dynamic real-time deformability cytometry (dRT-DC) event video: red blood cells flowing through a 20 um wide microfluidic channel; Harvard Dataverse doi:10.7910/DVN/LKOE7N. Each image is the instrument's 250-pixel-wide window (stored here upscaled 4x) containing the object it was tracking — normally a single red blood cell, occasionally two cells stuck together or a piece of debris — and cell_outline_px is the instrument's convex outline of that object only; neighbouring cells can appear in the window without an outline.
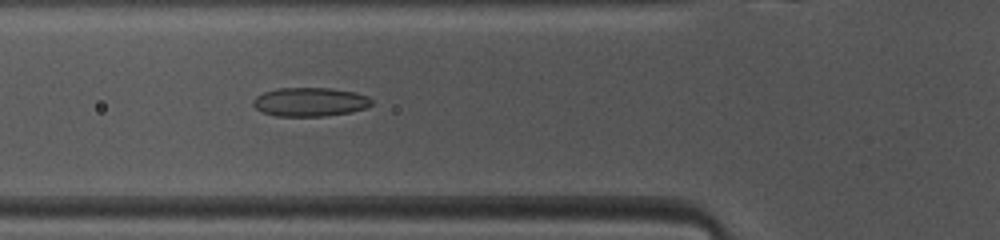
{"species": "common noctule bat (a hibernating species)", "species_latin": "Nyctalus noctula", "temperature_condition": "warm", "stored_images_in_passage": 47, "camera_frame_rate_fps": 3000, "um_per_image_px": 0.085, "animal": {"sex": "female", "body_mass_g": 10.0, "forearm_length_mm": 53.1}, "frame": {"image": 1, "passage_image": 15, "time_ms": 4.667, "image_size_px": [1000, 240], "cell_outline_px": [[372, 104], [364, 108], [352, 112], [324, 116], [276, 116], [260, 112], [252, 104], [252, 100], [256, 96], [264, 92], [276, 88], [332, 88], [356, 92], [368, 96], [372, 100]], "centroid_in_image_um": [26.33, 8.66], "position_along_channel_um": 99.5, "area_um2": 20.11}}
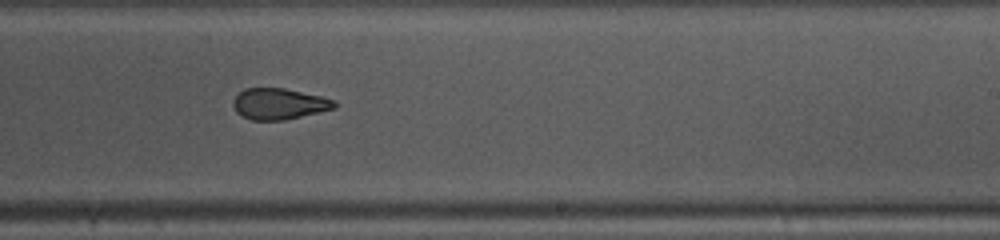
{"frame": {"image": 2, "passage_image": 27, "time_ms": 8.667, "image_size_px": [1000, 240], "cell_outline_px": [[340, 104], [336, 108], [284, 120], [252, 120], [240, 116], [236, 112], [232, 104], [232, 100], [244, 88], [284, 88], [320, 96], [336, 100]], "centroid_in_image_um": [23.72, 8.83], "position_along_channel_um": 265.3, "area_um2": 18.5}}
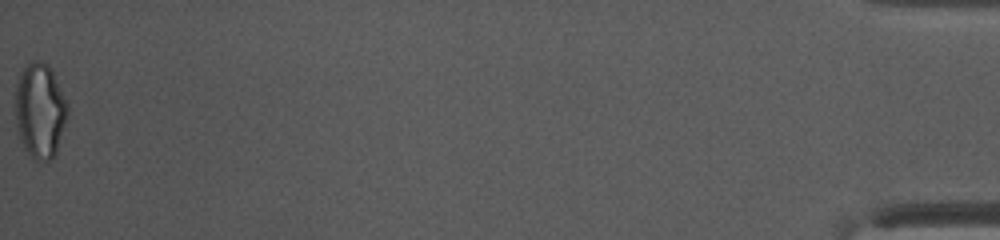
{"frame": {"image": 3, "passage_image": 47, "time_ms": 15.333, "image_size_px": [1000, 240], "cell_outline_px": [[68, 112], [56, 152], [52, 160], [32, 160], [24, 148], [20, 140], [16, 128], [16, 84], [20, 72], [32, 60], [40, 60], [52, 72], [68, 104]], "centroid_in_image_um": [3.38, 9.44], "position_along_channel_um": 431.8, "area_um2": 28.67}, "authors_computed_cell_mechanics": {"area_um2": 20.1722, "velocity_mm_per_s": 4.1356, "shape_relaxation_time_tau1_ms": 10.56, "shape_relaxation_time_tau2_ms": 2.7116, "deformation_change_tau1": 0.2326, "deformation_change_tau2": 0.0711}}